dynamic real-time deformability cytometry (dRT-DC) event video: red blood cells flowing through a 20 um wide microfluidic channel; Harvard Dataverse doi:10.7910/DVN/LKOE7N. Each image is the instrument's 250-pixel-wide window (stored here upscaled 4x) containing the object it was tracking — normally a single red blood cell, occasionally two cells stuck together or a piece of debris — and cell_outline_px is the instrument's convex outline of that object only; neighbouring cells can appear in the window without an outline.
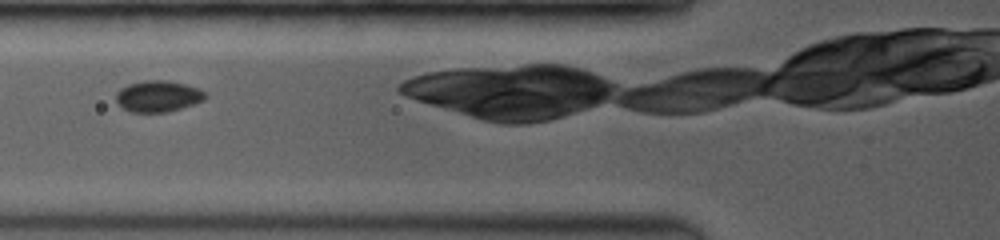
{"species": "common noctule bat (a hibernating species)", "species_latin": "Nyctalus noctula", "temperature_condition": "room temperature", "stored_images_in_passage": 8, "camera_frame_rate_fps": 3500, "um_per_image_px": 0.085, "animal": {"sex": "female", "body_mass_g": 19.0, "forearm_length_mm": 53.3}, "frame": {"image": 1, "passage_image": 3, "time_ms": 1.429, "image_size_px": [1000, 240], "cell_outline_px": [[208, 96], [204, 100], [168, 112], [128, 112], [116, 100], [116, 92], [120, 88], [128, 84], [144, 80], [168, 80], [200, 88]], "centroid_in_image_um": [13.43, 8.17], "position_along_channel_um": 112.4, "area_um2": 16.3}}